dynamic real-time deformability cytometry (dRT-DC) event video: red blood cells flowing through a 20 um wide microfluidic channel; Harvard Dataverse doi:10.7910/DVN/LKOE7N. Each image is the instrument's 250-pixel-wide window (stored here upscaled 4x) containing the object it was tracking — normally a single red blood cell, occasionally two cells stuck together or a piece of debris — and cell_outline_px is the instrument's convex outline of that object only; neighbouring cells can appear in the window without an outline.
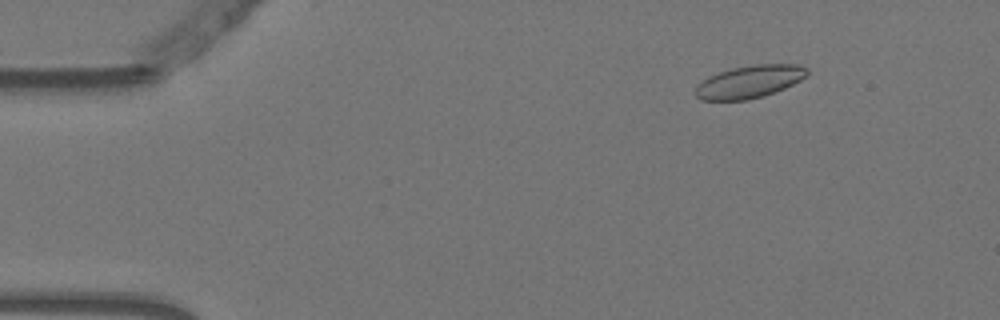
{"species": "Egyptian fruit bat (a non-hibernating species)", "species_latin": "Rousettus aegyptiacus", "temperature_condition": "warm", "stored_images_in_passage": 55, "camera_frame_rate_fps": 3000, "um_per_image_px": 0.085, "animal": {"sex": "female"}, "frame": {"image": 1, "passage_image": 7, "time_ms": 2.0, "image_size_px": [1000, 320], "cell_outline_px": [[808, 76], [784, 88], [764, 96], [748, 100], [700, 100], [696, 96], [696, 88], [708, 76], [732, 68], [756, 64], [800, 64], [808, 68]], "centroid_in_image_um": [63.75, 6.94], "position_along_channel_um": 21.3, "area_um2": 21.15}}
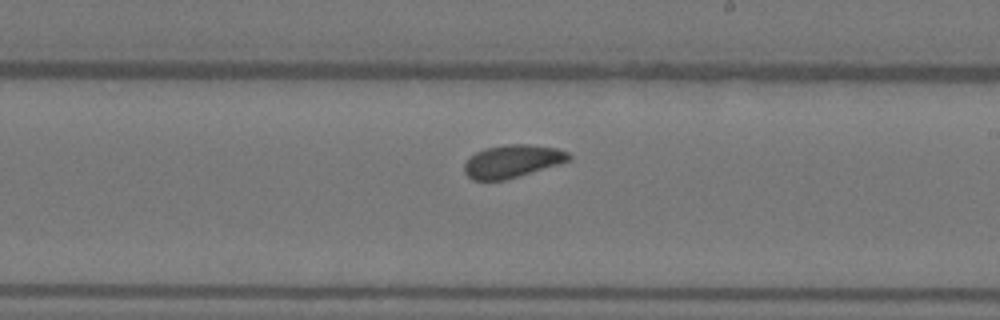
{"frame": {"image": 2, "passage_image": 32, "time_ms": 10.333, "image_size_px": [1000, 320], "cell_outline_px": [[572, 156], [568, 160], [556, 164], [504, 180], [472, 180], [464, 172], [464, 164], [476, 152], [484, 148], [504, 144], [532, 144], [560, 148], [568, 152]], "centroid_in_image_um": [43.53, 13.68], "position_along_channel_um": 245.5, "area_um2": 19.77}}
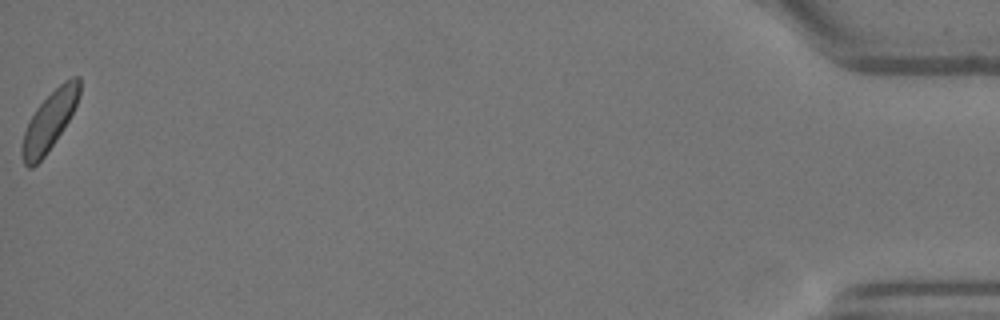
{"frame": {"image": 3, "passage_image": 55, "time_ms": 18.0, "image_size_px": [1000, 320], "cell_outline_px": [[80, 96], [64, 128], [44, 156], [32, 168], [28, 168], [24, 164], [20, 152], [20, 148], [24, 132], [36, 108], [64, 80], [72, 76], [80, 76]], "centroid_in_image_um": [4.19, 10.29], "position_along_channel_um": 431.0, "area_um2": 19.36}, "authors_computed_cell_mechanics": {"area_um2": 20.4034, "velocity_mm_per_s": 3.6973, "shape_relaxation_time_tau1_ms": 2.6575, "shape_relaxation_time_tau2_ms": 1.8651, "deformation_change_tau1": 0.0635, "deformation_change_tau2": 0.0701}}